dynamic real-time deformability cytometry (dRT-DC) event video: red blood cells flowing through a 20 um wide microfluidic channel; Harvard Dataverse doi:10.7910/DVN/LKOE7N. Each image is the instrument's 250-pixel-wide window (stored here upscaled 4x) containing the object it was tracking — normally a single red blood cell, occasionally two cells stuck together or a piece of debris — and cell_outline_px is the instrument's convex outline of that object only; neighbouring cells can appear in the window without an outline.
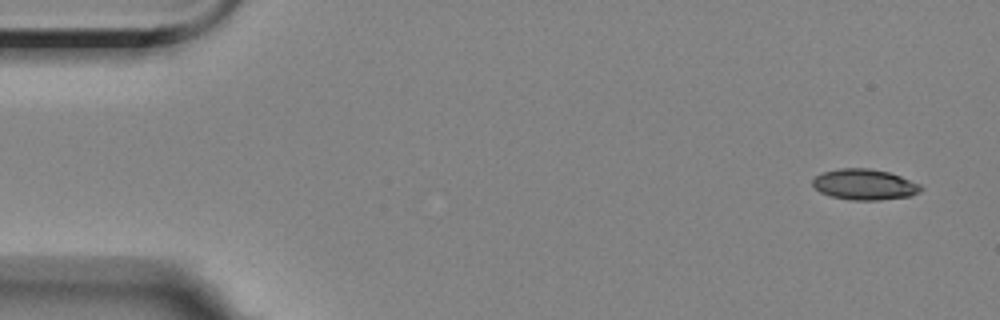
{"species": "Egyptian fruit bat (a non-hibernating species)", "species_latin": "Rousettus aegyptiacus", "temperature_condition": "room temperature", "stored_images_in_passage": 4, "camera_frame_rate_fps": 3000, "um_per_image_px": 0.085, "animal": {"sex": "female"}, "frame": {"image": 1, "passage_image": 1, "time_ms": 0.0, "image_size_px": [1000, 320], "cell_outline_px": [[924, 188], [920, 192], [908, 196], [880, 200], [852, 200], [832, 196], [820, 192], [812, 184], [812, 180], [816, 176], [824, 172], [840, 168], [868, 168], [888, 172], [900, 176], [920, 184]], "centroid_in_image_um": [73.5, 15.68], "position_along_channel_um": 11.5, "area_um2": 19.25}}